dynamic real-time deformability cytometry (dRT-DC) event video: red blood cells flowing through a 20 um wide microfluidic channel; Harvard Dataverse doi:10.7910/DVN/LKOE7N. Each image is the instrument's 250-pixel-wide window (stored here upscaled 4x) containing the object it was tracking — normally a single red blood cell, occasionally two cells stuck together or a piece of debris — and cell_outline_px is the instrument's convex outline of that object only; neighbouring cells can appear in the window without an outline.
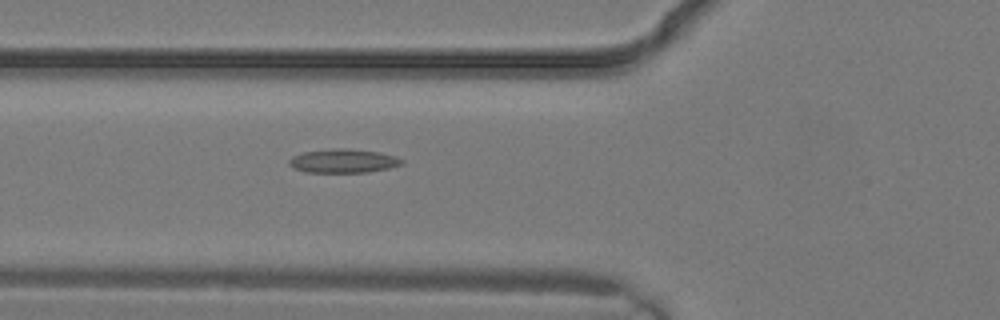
{"species": "common noctule bat (a hibernating species)", "species_latin": "Nyctalus noctula", "temperature_condition": "warm", "stored_images_in_passage": 4, "camera_frame_rate_fps": 3000, "um_per_image_px": 0.085, "animal": {"sex": "male", "body_mass_g": 19.2, "forearm_length_mm": 51.8}, "frame": {"image": 1, "passage_image": 4, "time_ms": 1.0, "image_size_px": [1000, 320], "cell_outline_px": [[404, 160], [400, 164], [388, 168], [368, 172], [304, 172], [292, 168], [288, 164], [288, 160], [292, 156], [304, 152], [336, 148], [344, 148], [380, 152], [396, 156]], "centroid_in_image_um": [29.14, 13.68], "position_along_channel_um": 96.7, "area_um2": 15.61}}